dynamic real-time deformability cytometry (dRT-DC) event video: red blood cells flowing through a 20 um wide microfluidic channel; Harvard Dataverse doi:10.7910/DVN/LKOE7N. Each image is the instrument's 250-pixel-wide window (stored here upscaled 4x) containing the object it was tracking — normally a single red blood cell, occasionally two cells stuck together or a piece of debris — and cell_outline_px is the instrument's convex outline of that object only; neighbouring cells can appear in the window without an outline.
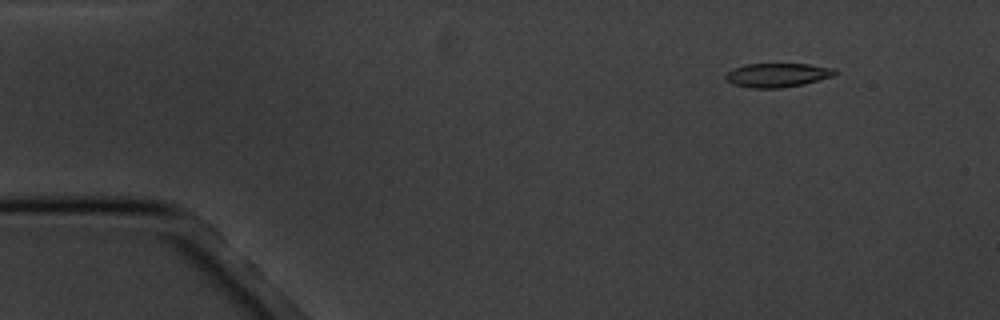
{"species": "common noctule bat (a hibernating species)", "species_latin": "Nyctalus noctula", "temperature_condition": "cold", "stored_images_in_passage": 5, "segment_of_instrument_passage": [1, 2], "camera_frame_rate_fps": 3000, "um_per_image_px": 0.085, "animal": {"sex": "male", "body_mass_g": 20.1, "forearm_length_mm": 53.5}, "frame": {"image": 1, "passage_image": 2, "time_ms": 1.0, "image_size_px": [1000, 320], "cell_outline_px": [[840, 72], [832, 76], [804, 84], [780, 88], [752, 88], [732, 84], [724, 76], [732, 68], [744, 64], [808, 64], [836, 68]], "centroid_in_image_um": [66.1, 6.37], "position_along_channel_um": 18.9, "area_um2": 15.37}}